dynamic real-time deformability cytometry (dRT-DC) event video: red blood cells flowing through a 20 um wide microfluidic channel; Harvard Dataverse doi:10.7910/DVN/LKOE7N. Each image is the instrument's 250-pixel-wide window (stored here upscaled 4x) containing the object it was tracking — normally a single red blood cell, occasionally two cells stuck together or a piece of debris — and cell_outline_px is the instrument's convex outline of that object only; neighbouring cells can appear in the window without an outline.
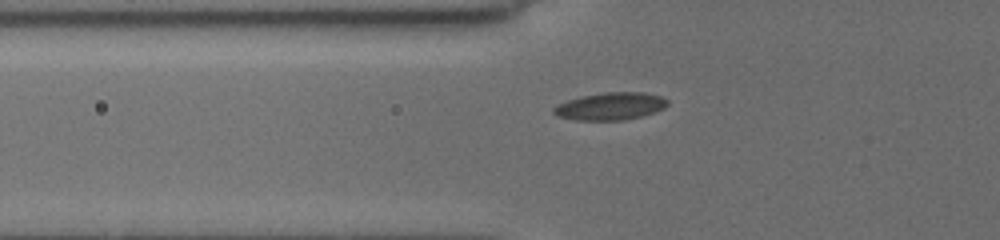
{"species": "common noctule bat (a hibernating species)", "species_latin": "Nyctalus noctula", "temperature_condition": "cold", "stored_images_in_passage": 42, "camera_frame_rate_fps": 3000, "um_per_image_px": 0.085, "animal": {"sex": "female", "body_mass_g": 19.5, "forearm_length_mm": 54.1}, "frame": {"image": 1, "passage_image": 10, "time_ms": 3.0, "image_size_px": [1000, 240], "cell_outline_px": [[668, 104], [664, 108], [656, 112], [624, 120], [576, 120], [556, 116], [552, 112], [552, 108], [568, 100], [580, 96], [604, 92], [644, 92], [660, 96], [668, 100]], "centroid_in_image_um": [51.88, 9.03], "position_along_channel_um": 73.9, "area_um2": 18.26}}
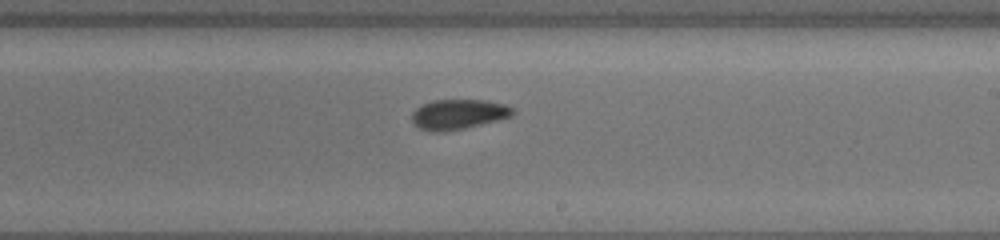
{"frame": {"image": 2, "passage_image": 24, "time_ms": 7.667, "image_size_px": [1000, 240], "cell_outline_px": [[516, 112], [512, 116], [500, 120], [464, 128], [436, 132], [420, 128], [412, 120], [412, 112], [416, 108], [432, 100], [488, 100], [504, 104], [516, 108]], "centroid_in_image_um": [39.04, 9.7], "position_along_channel_um": 250.0, "area_um2": 17.63}}
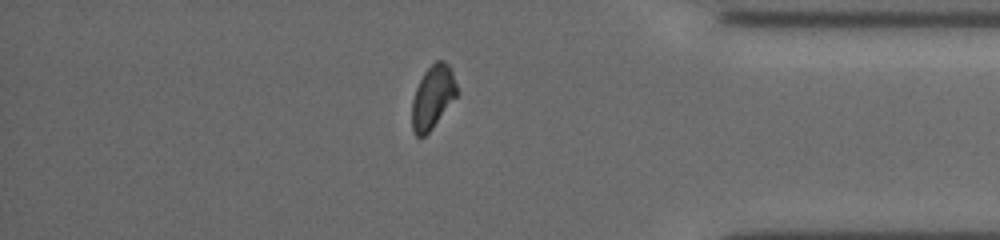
{"frame": {"image": 3, "passage_image": 37, "time_ms": 12.0, "image_size_px": [1000, 240], "cell_outline_px": [[460, 92], [432, 128], [424, 136], [416, 136], [412, 128], [412, 100], [416, 88], [424, 72], [436, 60], [444, 60], [448, 64], [452, 72]], "centroid_in_image_um": [36.8, 8.23], "position_along_channel_um": 398.4, "area_um2": 16.53}, "authors_computed_cell_mechanics": {"area_um2": 17.5134, "velocity_mm_per_s": 3.8147, "shape_relaxation_time_tau1_ms": 5.7712, "shape_relaxation_time_tau2_ms": 2.6174, "deformation_change_tau1": 0.0975, "deformation_change_tau2": 0.063}}